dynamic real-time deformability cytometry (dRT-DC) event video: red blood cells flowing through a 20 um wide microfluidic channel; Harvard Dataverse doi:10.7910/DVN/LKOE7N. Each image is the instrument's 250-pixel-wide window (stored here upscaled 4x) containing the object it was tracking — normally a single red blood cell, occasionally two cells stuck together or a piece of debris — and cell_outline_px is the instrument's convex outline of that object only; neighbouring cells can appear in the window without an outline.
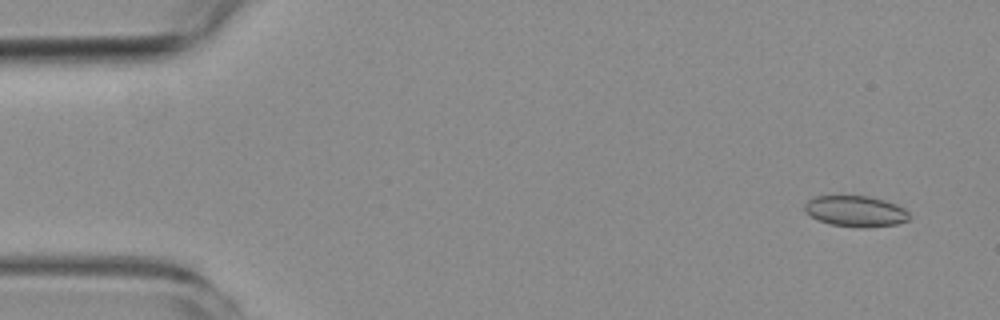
{"species": "common noctule bat (a hibernating species)", "species_latin": "Nyctalus noctula", "temperature_condition": "room temperature", "stored_images_in_passage": 8, "camera_frame_rate_fps": 3000, "um_per_image_px": 0.085, "animal": {"sex": "female", "body_mass_g": 19.3, "forearm_length_mm": 54.1}, "frame": {"image": 1, "passage_image": 1, "time_ms": 0.0, "image_size_px": [1000, 320], "cell_outline_px": [[908, 220], [896, 224], [832, 224], [820, 220], [812, 216], [804, 208], [804, 204], [808, 200], [816, 196], [868, 196], [884, 200], [896, 204], [904, 208], [908, 212]], "centroid_in_image_um": [72.71, 17.88], "position_along_channel_um": 12.3, "area_um2": 17.63}}
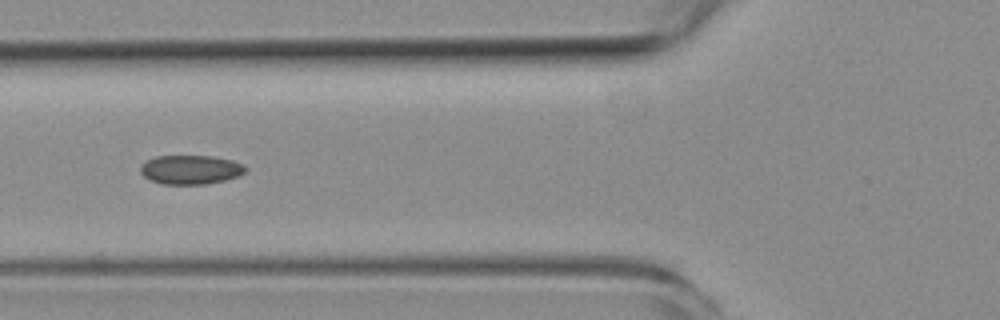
{"frame": {"image": 2, "passage_image": 6, "time_ms": 5.667, "image_size_px": [1000, 320], "cell_outline_px": [[248, 168], [240, 176], [224, 180], [204, 184], [160, 184], [144, 176], [140, 172], [140, 168], [148, 160], [156, 156], [212, 156], [232, 160], [244, 164]], "centroid_in_image_um": [16.24, 14.42], "position_along_channel_um": 109.6, "area_um2": 17.74}}
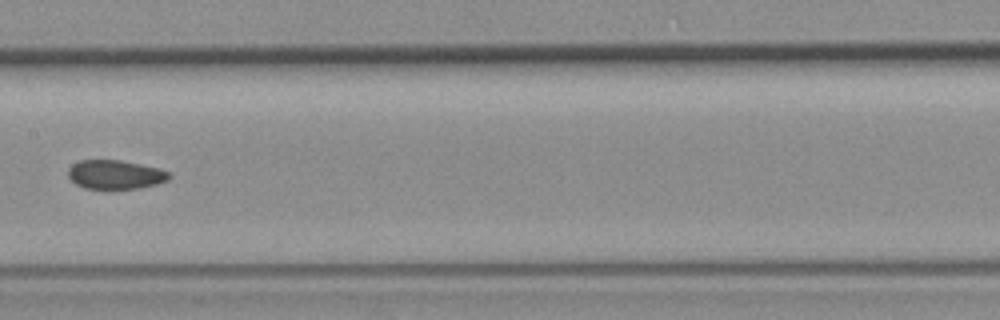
{"frame": {"image": 3, "passage_image": 8, "time_ms": 8.0, "image_size_px": [1000, 320], "cell_outline_px": [[172, 176], [168, 180], [156, 184], [140, 188], [112, 192], [84, 188], [76, 184], [68, 176], [68, 168], [72, 164], [80, 160], [120, 160], [160, 168], [168, 172]], "centroid_in_image_um": [9.79, 14.88], "position_along_channel_um": 197.6, "area_um2": 17.8}}